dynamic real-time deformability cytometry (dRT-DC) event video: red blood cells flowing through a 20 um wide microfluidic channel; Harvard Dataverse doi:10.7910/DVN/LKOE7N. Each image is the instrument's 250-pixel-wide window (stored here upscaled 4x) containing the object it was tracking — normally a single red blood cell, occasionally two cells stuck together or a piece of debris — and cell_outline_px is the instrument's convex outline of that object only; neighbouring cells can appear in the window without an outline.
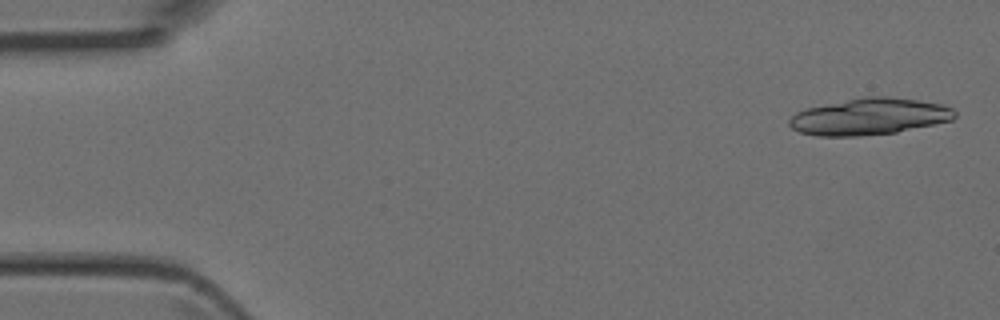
{"species": "Egyptian fruit bat (a non-hibernating species)", "species_latin": "Rousettus aegyptiacus", "temperature_condition": "room temperature", "stored_images_in_passage": 5, "camera_frame_rate_fps": 3000, "um_per_image_px": 0.085, "animal": {"sex": "female"}, "frame": {"image": 1, "passage_image": 1, "time_ms": 0.0, "image_size_px": [1000, 320], "cell_outline_px": [[956, 116], [952, 120], [896, 132], [856, 136], [816, 136], [800, 132], [792, 128], [788, 124], [788, 120], [796, 112], [804, 108], [868, 96], [888, 96], [944, 104], [952, 108], [956, 112]], "centroid_in_image_um": [73.88, 9.91], "position_along_channel_um": 11.1, "area_um2": 35.2}}